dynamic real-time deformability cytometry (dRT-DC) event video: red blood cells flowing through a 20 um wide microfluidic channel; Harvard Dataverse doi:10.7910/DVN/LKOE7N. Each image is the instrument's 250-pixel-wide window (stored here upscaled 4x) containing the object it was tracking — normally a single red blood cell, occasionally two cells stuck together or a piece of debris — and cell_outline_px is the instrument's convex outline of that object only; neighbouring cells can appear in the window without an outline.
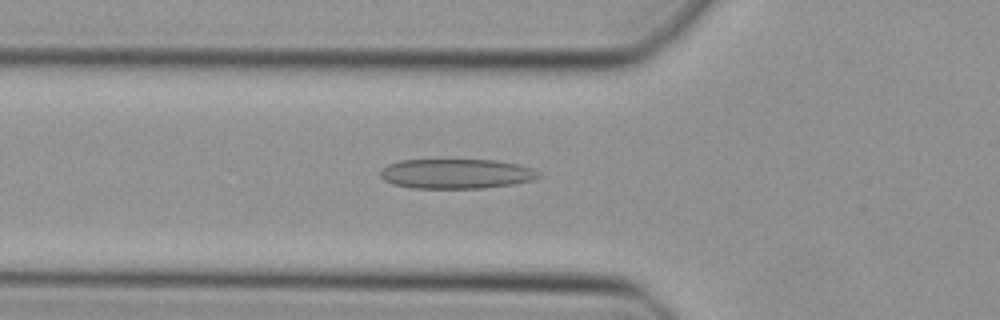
{"species": "Egyptian fruit bat (a non-hibernating species)", "species_latin": "Rousettus aegyptiacus", "temperature_condition": "cold", "stored_images_in_passage": 32, "camera_frame_rate_fps": 3000, "um_per_image_px": 0.085, "animal": {"sex": "female"}, "frame": {"image": 1, "passage_image": 6, "time_ms": 1.667, "image_size_px": [1000, 320], "cell_outline_px": [[544, 176], [536, 180], [512, 184], [484, 188], [412, 188], [392, 184], [384, 180], [380, 176], [380, 168], [388, 164], [400, 160], [496, 160], [516, 164], [532, 168], [540, 172]], "centroid_in_image_um": [38.8, 14.77], "position_along_channel_um": 87.0, "area_um2": 27.74}}
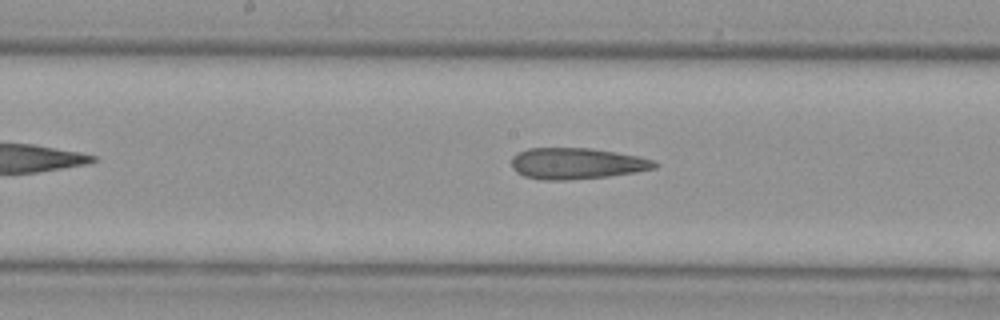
{"frame": {"image": 2, "passage_image": 14, "time_ms": 4.333, "image_size_px": [1000, 320], "cell_outline_px": [[660, 164], [656, 168], [636, 172], [608, 176], [568, 180], [544, 180], [524, 176], [516, 172], [512, 168], [512, 156], [516, 152], [528, 148], [592, 148], [616, 152], [636, 156], [652, 160]], "centroid_in_image_um": [48.99, 13.89], "position_along_channel_um": 199.2, "area_um2": 26.13}}
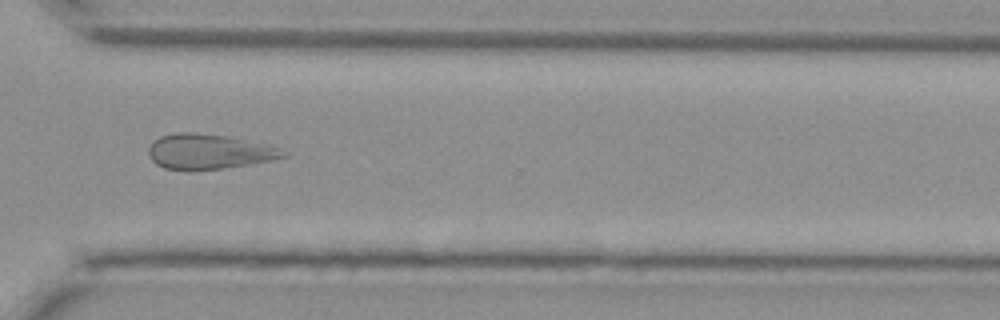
{"frame": {"image": 3, "passage_image": 25, "time_ms": 8.0, "image_size_px": [1000, 320], "cell_outline_px": [[288, 156], [248, 164], [224, 168], [188, 172], [164, 168], [156, 164], [148, 156], [148, 148], [152, 140], [160, 136], [180, 132], [184, 132], [228, 136], [280, 148], [288, 152]], "centroid_in_image_um": [17.68, 12.91], "position_along_channel_um": 352.9, "area_um2": 27.63}}